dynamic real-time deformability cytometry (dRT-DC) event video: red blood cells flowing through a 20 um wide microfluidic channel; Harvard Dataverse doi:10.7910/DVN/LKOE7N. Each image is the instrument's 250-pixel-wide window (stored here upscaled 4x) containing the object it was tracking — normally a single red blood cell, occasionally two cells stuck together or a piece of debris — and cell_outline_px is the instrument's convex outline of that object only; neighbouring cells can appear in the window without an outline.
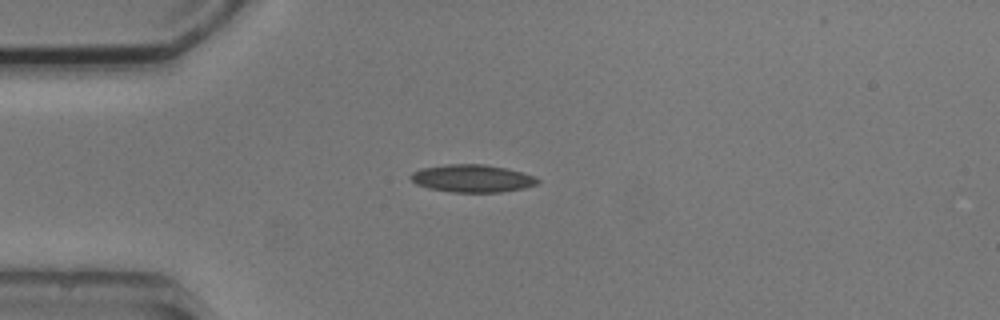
{"species": "common noctule bat (a hibernating species)", "species_latin": "Nyctalus noctula", "temperature_condition": "cold", "stored_images_in_passage": 1, "camera_frame_rate_fps": 3000, "um_per_image_px": 0.085, "animal": {"sex": "male", "body_mass_g": 20.5, "forearm_length_mm": 52.5}, "frame": {"image": 1, "passage_image": 1, "time_ms": 0.0, "image_size_px": [1000, 320], "cell_outline_px": [[540, 180], [536, 184], [524, 188], [500, 192], [452, 192], [428, 188], [416, 184], [408, 176], [412, 172], [420, 168], [448, 164], [484, 164], [504, 168], [536, 176]], "centroid_in_image_um": [40.1, 15.16], "position_along_channel_um": 44.9, "area_um2": 20.4}}